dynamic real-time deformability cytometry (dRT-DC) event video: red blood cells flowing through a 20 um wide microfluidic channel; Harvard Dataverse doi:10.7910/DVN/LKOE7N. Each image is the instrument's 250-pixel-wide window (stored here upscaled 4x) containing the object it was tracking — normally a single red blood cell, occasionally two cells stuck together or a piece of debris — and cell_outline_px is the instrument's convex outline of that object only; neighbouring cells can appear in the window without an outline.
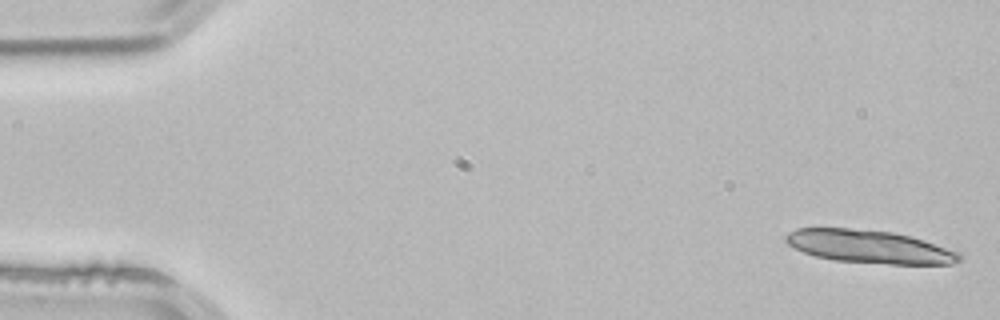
{"species": "common noctule bat (a hibernating species)", "species_latin": "Nyctalus noctula", "temperature_condition": "room temperature", "stored_images_in_passage": 4, "camera_frame_rate_fps": 3000, "um_per_image_px": 0.085, "animal": {"sex": "male", "body_mass_g": 21.5, "forearm_length_mm": 52.0}, "frame": {"image": 1, "passage_image": 1, "time_ms": 0.0, "image_size_px": [1000, 320], "cell_outline_px": [[964, 260], [952, 264], [888, 264], [836, 260], [816, 256], [804, 252], [788, 244], [784, 240], [784, 236], [788, 232], [796, 228], [848, 228], [892, 232], [924, 240], [960, 252], [964, 256]], "centroid_in_image_um": [73.94, 20.97], "position_along_channel_um": 11.1, "area_um2": 33.47}}